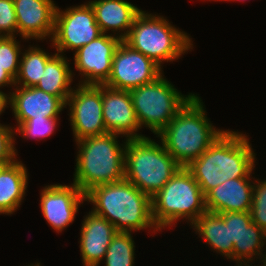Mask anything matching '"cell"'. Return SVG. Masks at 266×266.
<instances>
[{
	"label": "cell",
	"mask_w": 266,
	"mask_h": 266,
	"mask_svg": "<svg viewBox=\"0 0 266 266\" xmlns=\"http://www.w3.org/2000/svg\"><path fill=\"white\" fill-rule=\"evenodd\" d=\"M17 34L14 0H0V37Z\"/></svg>",
	"instance_id": "4dcf8cb0"
},
{
	"label": "cell",
	"mask_w": 266,
	"mask_h": 266,
	"mask_svg": "<svg viewBox=\"0 0 266 266\" xmlns=\"http://www.w3.org/2000/svg\"><path fill=\"white\" fill-rule=\"evenodd\" d=\"M255 183L250 214L252 222L266 232V179L264 181L257 179Z\"/></svg>",
	"instance_id": "f1b7e54d"
},
{
	"label": "cell",
	"mask_w": 266,
	"mask_h": 266,
	"mask_svg": "<svg viewBox=\"0 0 266 266\" xmlns=\"http://www.w3.org/2000/svg\"><path fill=\"white\" fill-rule=\"evenodd\" d=\"M93 212L114 225L117 232L153 228L151 198L126 179L93 187L86 193Z\"/></svg>",
	"instance_id": "7a4b0ae2"
},
{
	"label": "cell",
	"mask_w": 266,
	"mask_h": 266,
	"mask_svg": "<svg viewBox=\"0 0 266 266\" xmlns=\"http://www.w3.org/2000/svg\"><path fill=\"white\" fill-rule=\"evenodd\" d=\"M148 137L127 139L125 179L150 198L156 195L181 167L163 144Z\"/></svg>",
	"instance_id": "8992f818"
},
{
	"label": "cell",
	"mask_w": 266,
	"mask_h": 266,
	"mask_svg": "<svg viewBox=\"0 0 266 266\" xmlns=\"http://www.w3.org/2000/svg\"><path fill=\"white\" fill-rule=\"evenodd\" d=\"M12 112L17 125L33 118H59V114L66 107V104L52 94L33 87L16 86L14 92H10Z\"/></svg>",
	"instance_id": "2e32d148"
},
{
	"label": "cell",
	"mask_w": 266,
	"mask_h": 266,
	"mask_svg": "<svg viewBox=\"0 0 266 266\" xmlns=\"http://www.w3.org/2000/svg\"><path fill=\"white\" fill-rule=\"evenodd\" d=\"M10 102V95L0 91V115L4 112L7 104L9 105Z\"/></svg>",
	"instance_id": "d6a6232c"
},
{
	"label": "cell",
	"mask_w": 266,
	"mask_h": 266,
	"mask_svg": "<svg viewBox=\"0 0 266 266\" xmlns=\"http://www.w3.org/2000/svg\"><path fill=\"white\" fill-rule=\"evenodd\" d=\"M152 219L157 229L171 227L179 219L192 225L207 212L205 195L191 172L180 167L164 187L151 198Z\"/></svg>",
	"instance_id": "52a82bcc"
},
{
	"label": "cell",
	"mask_w": 266,
	"mask_h": 266,
	"mask_svg": "<svg viewBox=\"0 0 266 266\" xmlns=\"http://www.w3.org/2000/svg\"><path fill=\"white\" fill-rule=\"evenodd\" d=\"M152 59L120 42L113 55L111 73L103 84L112 89L130 91L155 81L162 70Z\"/></svg>",
	"instance_id": "30bf717a"
},
{
	"label": "cell",
	"mask_w": 266,
	"mask_h": 266,
	"mask_svg": "<svg viewBox=\"0 0 266 266\" xmlns=\"http://www.w3.org/2000/svg\"><path fill=\"white\" fill-rule=\"evenodd\" d=\"M243 133L225 130L186 168L206 195L228 179L252 178L255 153Z\"/></svg>",
	"instance_id": "6da1fadb"
},
{
	"label": "cell",
	"mask_w": 266,
	"mask_h": 266,
	"mask_svg": "<svg viewBox=\"0 0 266 266\" xmlns=\"http://www.w3.org/2000/svg\"><path fill=\"white\" fill-rule=\"evenodd\" d=\"M6 85L15 87V79L5 69H3V67L0 66V88Z\"/></svg>",
	"instance_id": "1f68e13d"
},
{
	"label": "cell",
	"mask_w": 266,
	"mask_h": 266,
	"mask_svg": "<svg viewBox=\"0 0 266 266\" xmlns=\"http://www.w3.org/2000/svg\"><path fill=\"white\" fill-rule=\"evenodd\" d=\"M16 36L0 37V66L3 67L14 79L19 72L21 47Z\"/></svg>",
	"instance_id": "4316f807"
},
{
	"label": "cell",
	"mask_w": 266,
	"mask_h": 266,
	"mask_svg": "<svg viewBox=\"0 0 266 266\" xmlns=\"http://www.w3.org/2000/svg\"><path fill=\"white\" fill-rule=\"evenodd\" d=\"M58 123V118H33L26 120L16 128V132L21 134L24 138H40L44 139L50 137L54 132Z\"/></svg>",
	"instance_id": "83f0119b"
},
{
	"label": "cell",
	"mask_w": 266,
	"mask_h": 266,
	"mask_svg": "<svg viewBox=\"0 0 266 266\" xmlns=\"http://www.w3.org/2000/svg\"><path fill=\"white\" fill-rule=\"evenodd\" d=\"M214 1H226V0H214ZM227 1H235V0H227ZM238 1H245V0H238Z\"/></svg>",
	"instance_id": "d590c367"
},
{
	"label": "cell",
	"mask_w": 266,
	"mask_h": 266,
	"mask_svg": "<svg viewBox=\"0 0 266 266\" xmlns=\"http://www.w3.org/2000/svg\"><path fill=\"white\" fill-rule=\"evenodd\" d=\"M92 6L96 23L102 33L107 31H121L117 34L123 40L129 33L133 21L141 11L139 8L125 0H94L89 2ZM124 31V33H122Z\"/></svg>",
	"instance_id": "d6986e66"
},
{
	"label": "cell",
	"mask_w": 266,
	"mask_h": 266,
	"mask_svg": "<svg viewBox=\"0 0 266 266\" xmlns=\"http://www.w3.org/2000/svg\"><path fill=\"white\" fill-rule=\"evenodd\" d=\"M263 262V265L262 266H266V257H263L262 258V261H261V263Z\"/></svg>",
	"instance_id": "e575fe53"
},
{
	"label": "cell",
	"mask_w": 266,
	"mask_h": 266,
	"mask_svg": "<svg viewBox=\"0 0 266 266\" xmlns=\"http://www.w3.org/2000/svg\"><path fill=\"white\" fill-rule=\"evenodd\" d=\"M250 179L252 178L228 179L210 190L205 195L207 211L217 214L250 212L254 185Z\"/></svg>",
	"instance_id": "ac0fdd59"
},
{
	"label": "cell",
	"mask_w": 266,
	"mask_h": 266,
	"mask_svg": "<svg viewBox=\"0 0 266 266\" xmlns=\"http://www.w3.org/2000/svg\"><path fill=\"white\" fill-rule=\"evenodd\" d=\"M43 188L40 194L43 217L56 232H62L73 223L79 204L86 201V194L74 183L71 186L53 184Z\"/></svg>",
	"instance_id": "4fadbf2b"
},
{
	"label": "cell",
	"mask_w": 266,
	"mask_h": 266,
	"mask_svg": "<svg viewBox=\"0 0 266 266\" xmlns=\"http://www.w3.org/2000/svg\"><path fill=\"white\" fill-rule=\"evenodd\" d=\"M118 134L106 133L76 141L79 148L73 183L86 194L93 187L125 179V147Z\"/></svg>",
	"instance_id": "277c9868"
},
{
	"label": "cell",
	"mask_w": 266,
	"mask_h": 266,
	"mask_svg": "<svg viewBox=\"0 0 266 266\" xmlns=\"http://www.w3.org/2000/svg\"><path fill=\"white\" fill-rule=\"evenodd\" d=\"M162 74L155 81L130 90L140 128L158 135L195 95H182Z\"/></svg>",
	"instance_id": "ba28073f"
},
{
	"label": "cell",
	"mask_w": 266,
	"mask_h": 266,
	"mask_svg": "<svg viewBox=\"0 0 266 266\" xmlns=\"http://www.w3.org/2000/svg\"><path fill=\"white\" fill-rule=\"evenodd\" d=\"M123 41L161 68L163 62H173L193 49L192 40L187 33L172 26L164 17L142 10L135 17Z\"/></svg>",
	"instance_id": "5b68a950"
},
{
	"label": "cell",
	"mask_w": 266,
	"mask_h": 266,
	"mask_svg": "<svg viewBox=\"0 0 266 266\" xmlns=\"http://www.w3.org/2000/svg\"><path fill=\"white\" fill-rule=\"evenodd\" d=\"M196 233L201 236L206 244L212 247L216 253L233 259V243H229L228 225L223 218L212 212L203 213L193 224Z\"/></svg>",
	"instance_id": "7402d4cb"
},
{
	"label": "cell",
	"mask_w": 266,
	"mask_h": 266,
	"mask_svg": "<svg viewBox=\"0 0 266 266\" xmlns=\"http://www.w3.org/2000/svg\"><path fill=\"white\" fill-rule=\"evenodd\" d=\"M135 242L131 232H117L108 246L106 266H134Z\"/></svg>",
	"instance_id": "cb8c5ba5"
},
{
	"label": "cell",
	"mask_w": 266,
	"mask_h": 266,
	"mask_svg": "<svg viewBox=\"0 0 266 266\" xmlns=\"http://www.w3.org/2000/svg\"><path fill=\"white\" fill-rule=\"evenodd\" d=\"M27 180V169L17 159L0 169V214L11 215L20 207Z\"/></svg>",
	"instance_id": "ffe728a7"
},
{
	"label": "cell",
	"mask_w": 266,
	"mask_h": 266,
	"mask_svg": "<svg viewBox=\"0 0 266 266\" xmlns=\"http://www.w3.org/2000/svg\"><path fill=\"white\" fill-rule=\"evenodd\" d=\"M66 59L64 55L55 53L46 63L41 79L35 86L44 92L59 97L65 104L73 90L70 85L74 77Z\"/></svg>",
	"instance_id": "44dd1931"
},
{
	"label": "cell",
	"mask_w": 266,
	"mask_h": 266,
	"mask_svg": "<svg viewBox=\"0 0 266 266\" xmlns=\"http://www.w3.org/2000/svg\"><path fill=\"white\" fill-rule=\"evenodd\" d=\"M13 127L0 123V165H8L17 158Z\"/></svg>",
	"instance_id": "f546056e"
},
{
	"label": "cell",
	"mask_w": 266,
	"mask_h": 266,
	"mask_svg": "<svg viewBox=\"0 0 266 266\" xmlns=\"http://www.w3.org/2000/svg\"><path fill=\"white\" fill-rule=\"evenodd\" d=\"M228 225L229 243H233V261L241 262L242 237L252 222L250 212H225L219 214Z\"/></svg>",
	"instance_id": "d4e9b609"
},
{
	"label": "cell",
	"mask_w": 266,
	"mask_h": 266,
	"mask_svg": "<svg viewBox=\"0 0 266 266\" xmlns=\"http://www.w3.org/2000/svg\"><path fill=\"white\" fill-rule=\"evenodd\" d=\"M102 34L89 2L65 11L56 8L54 32L50 40L58 54L63 55L67 49L76 52Z\"/></svg>",
	"instance_id": "9c48e42d"
},
{
	"label": "cell",
	"mask_w": 266,
	"mask_h": 266,
	"mask_svg": "<svg viewBox=\"0 0 266 266\" xmlns=\"http://www.w3.org/2000/svg\"><path fill=\"white\" fill-rule=\"evenodd\" d=\"M76 141L108 133L103 121L102 85H81L72 90L66 101Z\"/></svg>",
	"instance_id": "8fae6325"
},
{
	"label": "cell",
	"mask_w": 266,
	"mask_h": 266,
	"mask_svg": "<svg viewBox=\"0 0 266 266\" xmlns=\"http://www.w3.org/2000/svg\"><path fill=\"white\" fill-rule=\"evenodd\" d=\"M103 121L106 131L125 136V139L143 138L129 91L102 85Z\"/></svg>",
	"instance_id": "5bb4252c"
},
{
	"label": "cell",
	"mask_w": 266,
	"mask_h": 266,
	"mask_svg": "<svg viewBox=\"0 0 266 266\" xmlns=\"http://www.w3.org/2000/svg\"><path fill=\"white\" fill-rule=\"evenodd\" d=\"M236 263H238V265L237 266H243V265H245V266H250L249 264H247V263H250V262H236ZM258 266V265H257Z\"/></svg>",
	"instance_id": "836d02e7"
},
{
	"label": "cell",
	"mask_w": 266,
	"mask_h": 266,
	"mask_svg": "<svg viewBox=\"0 0 266 266\" xmlns=\"http://www.w3.org/2000/svg\"><path fill=\"white\" fill-rule=\"evenodd\" d=\"M264 240V241H263ZM266 232L251 222L244 231L242 237L241 262H252L253 256L266 257L262 254L263 247L266 245Z\"/></svg>",
	"instance_id": "484cf974"
},
{
	"label": "cell",
	"mask_w": 266,
	"mask_h": 266,
	"mask_svg": "<svg viewBox=\"0 0 266 266\" xmlns=\"http://www.w3.org/2000/svg\"><path fill=\"white\" fill-rule=\"evenodd\" d=\"M119 36L102 34L74 52L75 68L83 76L81 85H103L109 78ZM84 80V81H83Z\"/></svg>",
	"instance_id": "7c38bea8"
},
{
	"label": "cell",
	"mask_w": 266,
	"mask_h": 266,
	"mask_svg": "<svg viewBox=\"0 0 266 266\" xmlns=\"http://www.w3.org/2000/svg\"><path fill=\"white\" fill-rule=\"evenodd\" d=\"M201 98L194 95L158 134L166 151L181 167H187L225 131L207 118Z\"/></svg>",
	"instance_id": "3957f363"
},
{
	"label": "cell",
	"mask_w": 266,
	"mask_h": 266,
	"mask_svg": "<svg viewBox=\"0 0 266 266\" xmlns=\"http://www.w3.org/2000/svg\"><path fill=\"white\" fill-rule=\"evenodd\" d=\"M17 33L22 39H46L54 32L57 6L52 0H14Z\"/></svg>",
	"instance_id": "9a60e30c"
},
{
	"label": "cell",
	"mask_w": 266,
	"mask_h": 266,
	"mask_svg": "<svg viewBox=\"0 0 266 266\" xmlns=\"http://www.w3.org/2000/svg\"><path fill=\"white\" fill-rule=\"evenodd\" d=\"M82 222L80 252L83 266H99L117 231L113 224L92 210Z\"/></svg>",
	"instance_id": "e0dca14e"
},
{
	"label": "cell",
	"mask_w": 266,
	"mask_h": 266,
	"mask_svg": "<svg viewBox=\"0 0 266 266\" xmlns=\"http://www.w3.org/2000/svg\"><path fill=\"white\" fill-rule=\"evenodd\" d=\"M28 266H40V263H35V265L31 264V265H28Z\"/></svg>",
	"instance_id": "8d00e7d4"
},
{
	"label": "cell",
	"mask_w": 266,
	"mask_h": 266,
	"mask_svg": "<svg viewBox=\"0 0 266 266\" xmlns=\"http://www.w3.org/2000/svg\"><path fill=\"white\" fill-rule=\"evenodd\" d=\"M19 72L15 79V86L33 87L40 81L46 63L54 56L41 48L29 47L21 53Z\"/></svg>",
	"instance_id": "603a6c76"
}]
</instances>
